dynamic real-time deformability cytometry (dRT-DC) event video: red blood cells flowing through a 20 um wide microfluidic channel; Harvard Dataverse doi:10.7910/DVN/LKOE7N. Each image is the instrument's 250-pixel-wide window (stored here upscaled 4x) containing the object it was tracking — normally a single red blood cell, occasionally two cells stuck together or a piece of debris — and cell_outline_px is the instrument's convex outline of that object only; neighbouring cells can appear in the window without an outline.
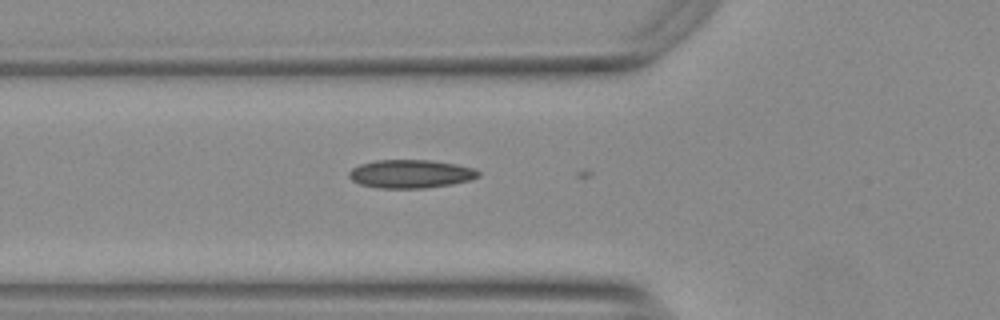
{"species": "Egyptian fruit bat (a non-hibernating species)", "species_latin": "Rousettus aegyptiacus", "temperature_condition": "warm", "stored_images_in_passage": 5, "camera_frame_rate_fps": 3000, "um_per_image_px": 0.085, "animal": {"sex": "female"}, "frame": {"image": 1, "passage_image": 2, "time_ms": 0.333, "image_size_px": [1000, 320], "cell_outline_px": [[480, 176], [468, 180], [452, 184], [424, 188], [380, 188], [360, 184], [352, 180], [348, 176], [348, 172], [352, 168], [360, 164], [376, 160], [428, 160], [456, 164], [472, 168], [480, 172]], "centroid_in_image_um": [34.88, 14.78], "position_along_channel_um": 90.9, "area_um2": 21.27}}